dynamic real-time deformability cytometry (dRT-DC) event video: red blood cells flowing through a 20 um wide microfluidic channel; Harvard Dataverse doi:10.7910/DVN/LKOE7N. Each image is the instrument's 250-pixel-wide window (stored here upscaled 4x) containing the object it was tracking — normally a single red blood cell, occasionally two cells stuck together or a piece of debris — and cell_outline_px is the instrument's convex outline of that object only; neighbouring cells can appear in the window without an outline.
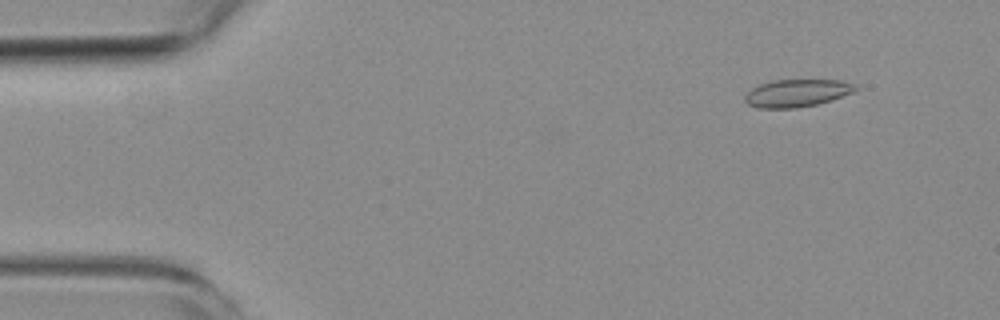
{"species": "common noctule bat (a hibernating species)", "species_latin": "Nyctalus noctula", "temperature_condition": "room temperature", "stored_images_in_passage": 4, "camera_frame_rate_fps": 3000, "um_per_image_px": 0.085, "animal": {"sex": "female", "body_mass_g": 19.3, "forearm_length_mm": 54.1}, "frame": {"image": 1, "passage_image": 1, "time_ms": 0.0, "image_size_px": [1000, 320], "cell_outline_px": [[856, 88], [852, 92], [832, 100], [816, 104], [796, 108], [756, 108], [748, 104], [744, 100], [744, 96], [752, 88], [760, 84], [772, 80], [840, 80], [856, 84]], "centroid_in_image_um": [67.7, 7.91], "position_along_channel_um": 17.3, "area_um2": 17.69}}
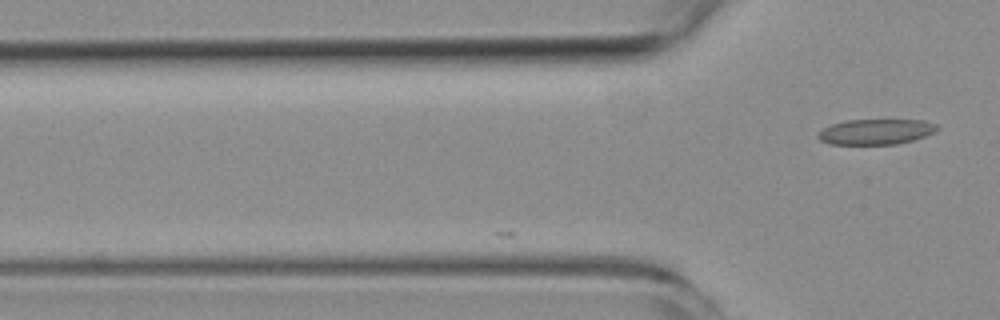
{"frame": {"image": 2, "passage_image": 4, "time_ms": 3.333, "image_size_px": [1000, 320], "cell_outline_px": [[940, 128], [924, 136], [912, 140], [896, 144], [828, 144], [820, 140], [816, 136], [824, 128], [832, 124], [844, 120], [924, 120], [936, 124]], "centroid_in_image_um": [74.43, 11.19], "position_along_channel_um": 51.4, "area_um2": 17.51}}